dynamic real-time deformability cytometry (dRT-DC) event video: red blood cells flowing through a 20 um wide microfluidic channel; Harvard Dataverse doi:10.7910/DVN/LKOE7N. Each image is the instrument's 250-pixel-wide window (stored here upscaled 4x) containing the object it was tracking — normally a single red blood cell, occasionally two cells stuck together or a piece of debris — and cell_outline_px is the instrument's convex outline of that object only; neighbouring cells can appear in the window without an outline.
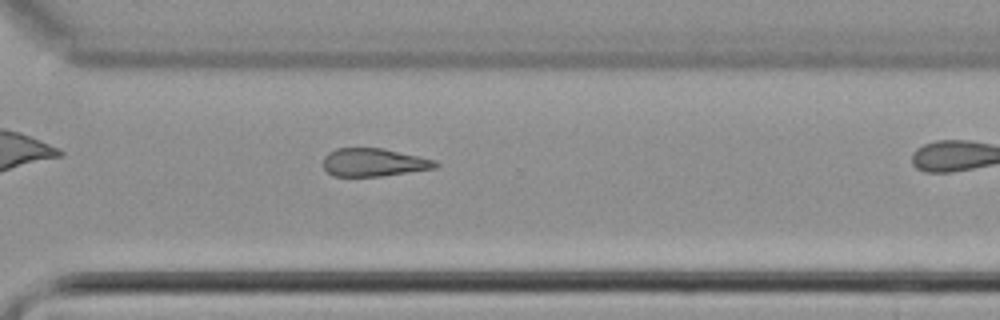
{"species": "common noctule bat (a hibernating species)", "species_latin": "Nyctalus noctula", "temperature_condition": "cold", "stored_images_in_passage": 30, "camera_frame_rate_fps": 3000, "um_per_image_px": 0.085, "animal": {"sex": "female", "body_mass_g": 22.7, "forearm_length_mm": 54.2}, "frame": {"image": 1, "passage_image": 26, "time_ms": 8.333, "image_size_px": [1000, 320], "cell_outline_px": [[440, 164], [436, 168], [380, 176], [332, 176], [324, 168], [324, 156], [328, 152], [336, 148], [384, 148], [436, 160]], "centroid_in_image_um": [31.78, 13.79], "position_along_channel_um": 338.8, "area_um2": 18.38}}